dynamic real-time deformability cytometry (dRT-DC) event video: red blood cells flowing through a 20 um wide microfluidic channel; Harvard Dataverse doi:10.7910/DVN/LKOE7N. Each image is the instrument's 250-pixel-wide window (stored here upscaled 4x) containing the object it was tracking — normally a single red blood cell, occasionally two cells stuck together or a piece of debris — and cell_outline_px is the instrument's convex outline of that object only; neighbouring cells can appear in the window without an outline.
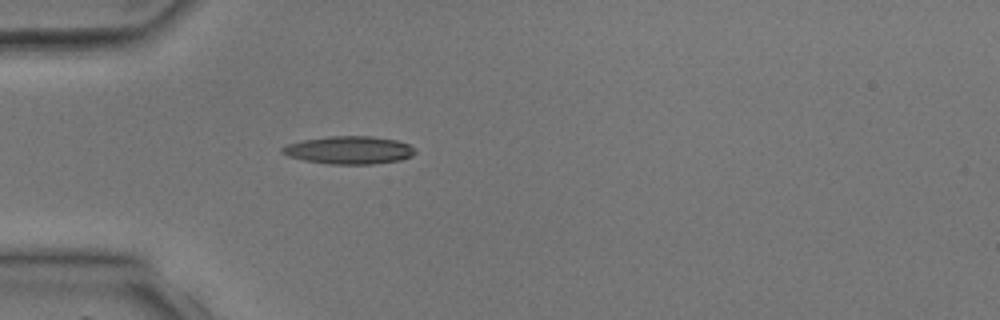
{"species": "common noctule bat (a hibernating species)", "species_latin": "Nyctalus noctula", "temperature_condition": "room temperature", "stored_images_in_passage": 2, "camera_frame_rate_fps": 3000, "um_per_image_px": 0.085, "animal": {"sex": "male", "body_mass_g": 17.9, "forearm_length_mm": 54.2}, "frame": {"image": 1, "passage_image": 2, "time_ms": 1.0, "image_size_px": [1000, 320], "cell_outline_px": [[416, 152], [412, 156], [400, 160], [372, 164], [328, 164], [304, 160], [288, 156], [280, 152], [280, 148], [288, 144], [304, 140], [328, 136], [372, 136], [396, 140], [408, 144], [416, 148]], "centroid_in_image_um": [29.68, 12.76], "position_along_channel_um": 55.3, "area_um2": 21.62}}